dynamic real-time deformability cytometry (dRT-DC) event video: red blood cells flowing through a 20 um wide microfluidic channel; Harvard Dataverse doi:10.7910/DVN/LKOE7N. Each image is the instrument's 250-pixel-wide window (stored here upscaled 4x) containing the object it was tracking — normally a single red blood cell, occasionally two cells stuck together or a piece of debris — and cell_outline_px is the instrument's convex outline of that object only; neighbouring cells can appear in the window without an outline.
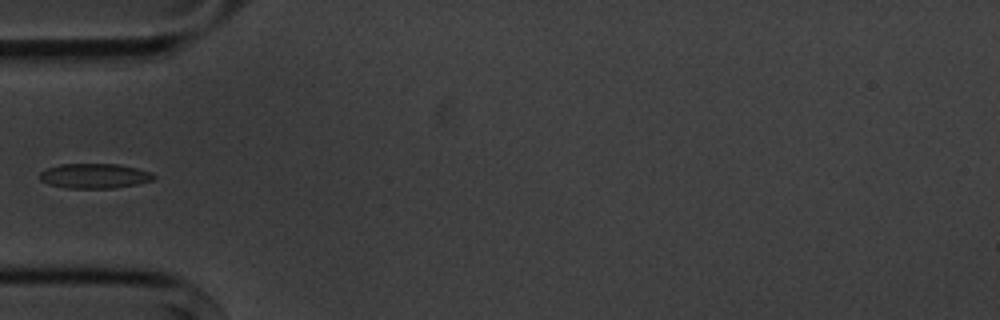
{"species": "common noctule bat (a hibernating species)", "species_latin": "Nyctalus noctula", "temperature_condition": "cold", "stored_images_in_passage": 6, "camera_frame_rate_fps": 3000, "um_per_image_px": 0.085, "animal": {"sex": "male", "body_mass_g": 20.1, "forearm_length_mm": 53.5}, "frame": {"image": 1, "passage_image": 5, "time_ms": 4.667, "image_size_px": [1000, 320], "cell_outline_px": [[156, 176], [152, 180], [136, 184], [116, 188], [68, 188], [48, 184], [40, 180], [40, 172], [48, 168], [60, 164], [120, 164], [152, 172]], "centroid_in_image_um": [8.04, 14.95], "position_along_channel_um": 77.0, "area_um2": 16.47}}
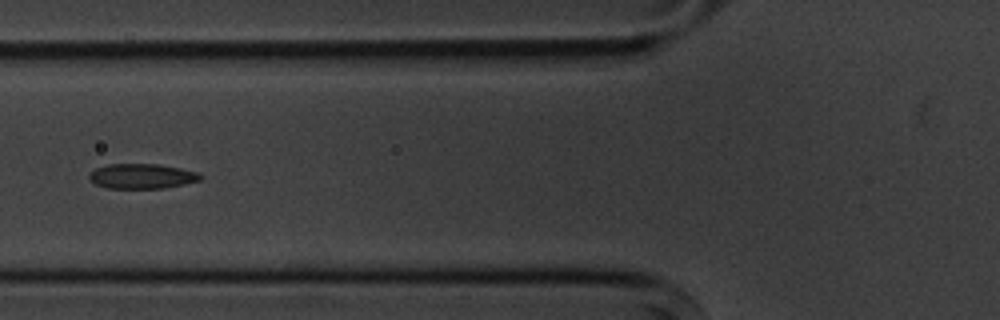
{"frame": {"image": 2, "passage_image": 6, "time_ms": 5.667, "image_size_px": [1000, 320], "cell_outline_px": [[204, 176], [200, 180], [184, 184], [164, 188], [108, 188], [96, 184], [88, 176], [96, 168], [108, 164], [160, 164], [200, 172]], "centroid_in_image_um": [12.12, 14.97], "position_along_channel_um": 113.7, "area_um2": 16.13}}